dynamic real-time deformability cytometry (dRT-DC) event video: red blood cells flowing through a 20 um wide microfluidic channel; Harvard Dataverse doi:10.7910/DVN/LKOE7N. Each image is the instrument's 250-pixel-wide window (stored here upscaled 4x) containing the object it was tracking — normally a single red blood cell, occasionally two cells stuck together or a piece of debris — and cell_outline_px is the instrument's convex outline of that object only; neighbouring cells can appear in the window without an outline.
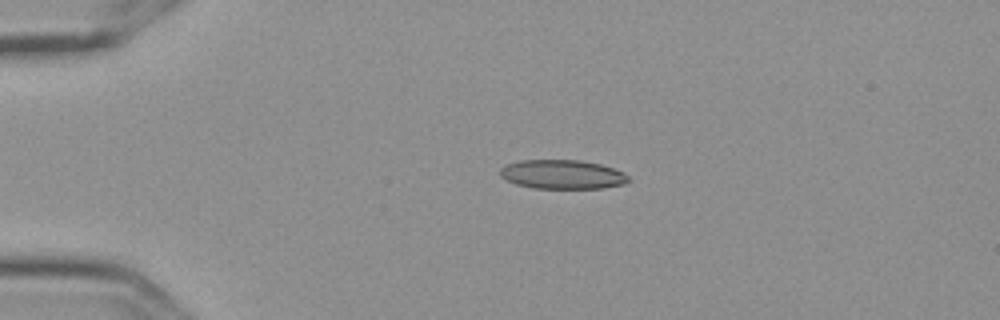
{"species": "Egyptian fruit bat (a non-hibernating species)", "species_latin": "Rousettus aegyptiacus", "temperature_condition": "cold", "stored_images_in_passage": 4, "camera_frame_rate_fps": 3000, "um_per_image_px": 0.085, "frame": {"image": 1, "passage_image": 3, "time_ms": 0.667, "image_size_px": [1000, 320], "cell_outline_px": [[632, 180], [624, 184], [604, 188], [532, 188], [516, 184], [500, 176], [500, 168], [504, 164], [520, 160], [580, 160], [600, 164], [624, 172]], "centroid_in_image_um": [47.8, 14.82], "position_along_channel_um": 37.2, "area_um2": 21.91}}